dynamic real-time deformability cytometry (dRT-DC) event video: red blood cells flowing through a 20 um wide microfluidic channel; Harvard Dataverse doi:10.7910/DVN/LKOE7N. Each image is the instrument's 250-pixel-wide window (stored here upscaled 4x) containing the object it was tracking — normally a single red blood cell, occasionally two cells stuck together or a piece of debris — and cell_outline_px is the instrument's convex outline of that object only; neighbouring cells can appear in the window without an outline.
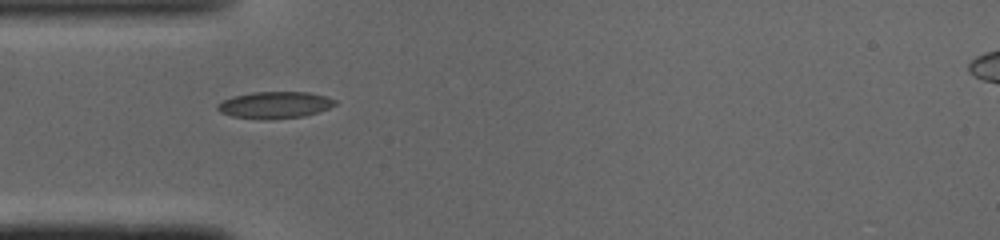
{"species": "common noctule bat (a hibernating species)", "species_latin": "Nyctalus noctula", "temperature_condition": "cold", "stored_images_in_passage": 35, "camera_frame_rate_fps": 3000, "um_per_image_px": 0.085, "animal": {"sex": "male", "body_mass_g": 19.0, "forearm_length_mm": 50.8}, "frame": {"image": 1, "passage_image": 1, "time_ms": 0.0, "image_size_px": [1000, 240], "cell_outline_px": [[336, 104], [328, 108], [304, 116], [268, 120], [264, 120], [232, 116], [220, 112], [216, 108], [216, 104], [232, 96], [252, 92], [308, 92], [324, 96], [336, 100]], "centroid_in_image_um": [23.31, 8.92], "position_along_channel_um": 61.7, "area_um2": 18.32}}
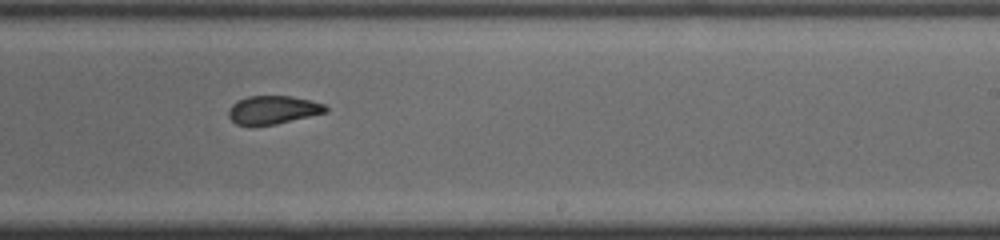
{"frame": {"image": 2, "passage_image": 16, "time_ms": 5.0, "image_size_px": [1000, 240], "cell_outline_px": [[328, 112], [276, 124], [236, 124], [228, 116], [228, 108], [236, 100], [248, 96], [292, 96], [312, 100], [324, 104], [328, 108]], "centroid_in_image_um": [23.22, 9.32], "position_along_channel_um": 265.8, "area_um2": 16.01}}
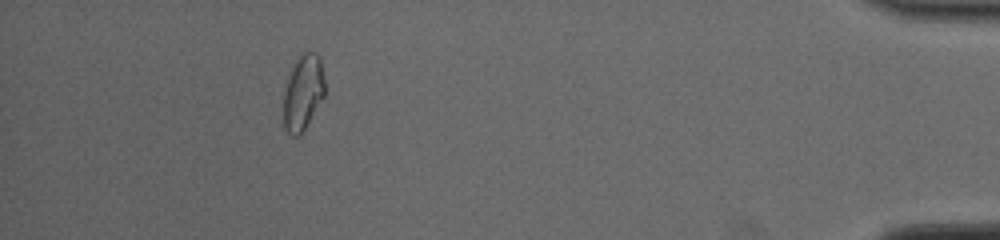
{"frame": {"image": 3, "passage_image": 31, "time_ms": 10.0, "image_size_px": [1000, 240], "cell_outline_px": [[324, 96], [304, 128], [296, 136], [292, 136], [284, 128], [284, 92], [288, 76], [296, 60], [304, 52], [316, 52], [320, 56], [324, 80]], "centroid_in_image_um": [25.76, 7.82], "position_along_channel_um": 409.4, "area_um2": 17.74}, "authors_computed_cell_mechanics": {"area_um2": 16.9932, "velocity_mm_per_s": 4.1049, "shape_relaxation_time_tau1_ms": null, "shape_relaxation_time_tau2_ms": 1.949, "deformation_change_tau1": null, "deformation_change_tau2": 0.076}}